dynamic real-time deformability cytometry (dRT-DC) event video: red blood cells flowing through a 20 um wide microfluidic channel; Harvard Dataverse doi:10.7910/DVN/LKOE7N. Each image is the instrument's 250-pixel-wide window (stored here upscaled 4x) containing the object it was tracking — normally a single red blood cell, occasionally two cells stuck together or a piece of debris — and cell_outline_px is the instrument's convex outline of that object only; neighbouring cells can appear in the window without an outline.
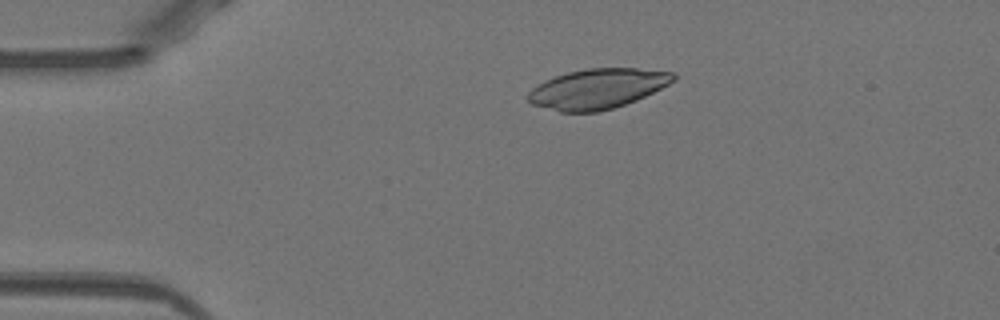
{"species": "Egyptian fruit bat (a non-hibernating species)", "species_latin": "Rousettus aegyptiacus", "temperature_condition": "warm", "stored_images_in_passage": 14, "camera_frame_rate_fps": 3000, "um_per_image_px": 0.085, "animal": {"sex": "female"}, "frame": {"image": 1, "passage_image": 8, "time_ms": 2.333, "image_size_px": [1000, 320], "cell_outline_px": [[676, 80], [636, 100], [612, 108], [596, 112], [560, 112], [532, 104], [528, 100], [528, 92], [532, 88], [544, 80], [568, 72], [588, 68], [636, 68], [676, 72]], "centroid_in_image_um": [50.79, 7.53], "position_along_channel_um": 34.2, "area_um2": 33.7}}